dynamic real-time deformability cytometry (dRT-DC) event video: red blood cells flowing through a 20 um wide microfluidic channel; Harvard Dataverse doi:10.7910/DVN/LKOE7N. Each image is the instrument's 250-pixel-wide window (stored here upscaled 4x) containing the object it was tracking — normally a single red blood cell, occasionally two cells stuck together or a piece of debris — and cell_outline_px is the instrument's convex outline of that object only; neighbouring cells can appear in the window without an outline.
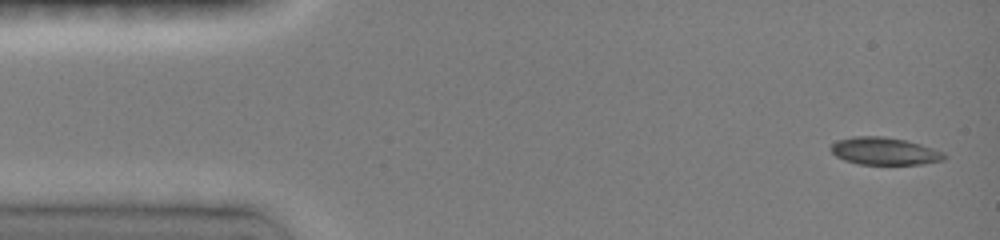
{"species": "common noctule bat (a hibernating species)", "species_latin": "Nyctalus noctula", "temperature_condition": "room temperature", "stored_images_in_passage": 34, "camera_frame_rate_fps": 3000, "um_per_image_px": 0.085, "animal": {"sex": "female", "body_mass_g": 19.0, "forearm_length_mm": 51.5}, "frame": {"image": 1, "passage_image": 1, "time_ms": 0.0, "image_size_px": [1000, 240], "cell_outline_px": [[948, 156], [944, 160], [920, 164], [860, 164], [844, 160], [836, 156], [832, 152], [832, 144], [836, 140], [856, 136], [880, 136], [904, 140], [920, 144], [944, 152]], "centroid_in_image_um": [75.19, 12.85], "position_along_channel_um": 9.8, "area_um2": 17.98}}
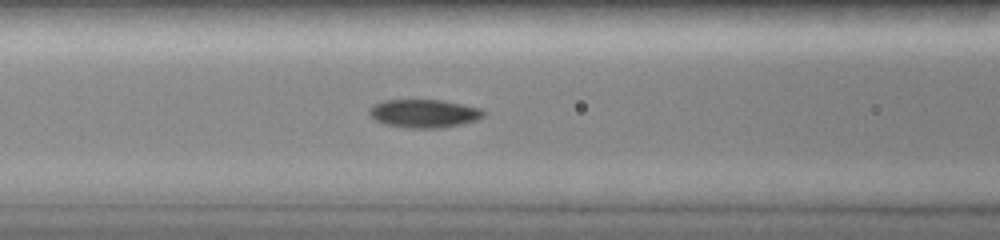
{"frame": {"image": 2, "passage_image": 12, "time_ms": 5.667, "image_size_px": [1000, 240], "cell_outline_px": [[484, 116], [476, 120], [460, 124], [440, 128], [404, 128], [384, 124], [376, 120], [368, 112], [368, 108], [372, 104], [384, 100], [440, 100], [480, 108], [484, 112]], "centroid_in_image_um": [35.98, 9.65], "position_along_channel_um": 130.6, "area_um2": 18.79}}
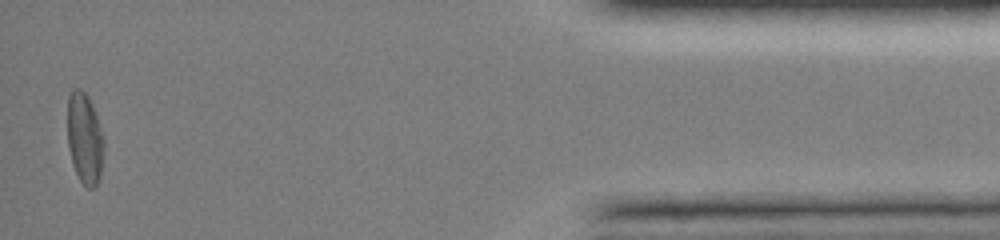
{"frame": {"image": 3, "passage_image": 34, "time_ms": 14.667, "image_size_px": [1000, 240], "cell_outline_px": [[104, 152], [100, 176], [96, 184], [92, 188], [88, 188], [80, 180], [72, 164], [68, 148], [68, 96], [72, 88], [80, 88], [88, 96], [92, 104], [104, 140]], "centroid_in_image_um": [7.19, 11.75], "position_along_channel_um": 428.0, "area_um2": 19.31}, "authors_computed_cell_mechanics": {"area_um2": 18.785, "velocity_mm_per_s": 4.0474, "shape_relaxation_time_tau1_ms": 3.886, "shape_relaxation_time_tau2_ms": 8.1832, "deformation_change_tau1": 0.1158, "deformation_change_tau2": 0.0838}}